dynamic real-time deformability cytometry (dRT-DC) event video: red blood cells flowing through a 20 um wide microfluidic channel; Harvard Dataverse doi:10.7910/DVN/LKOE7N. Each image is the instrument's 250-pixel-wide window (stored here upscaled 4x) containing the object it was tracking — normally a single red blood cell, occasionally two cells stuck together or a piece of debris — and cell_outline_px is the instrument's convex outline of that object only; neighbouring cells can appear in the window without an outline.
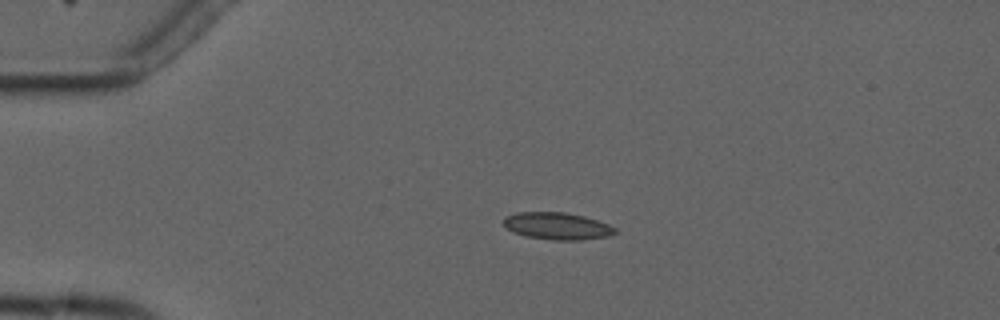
{"species": "common noctule bat (a hibernating species)", "species_latin": "Nyctalus noctula", "temperature_condition": "cold", "stored_images_in_passage": 3, "camera_frame_rate_fps": 3000, "um_per_image_px": 0.085, "animal": {"sex": "male", "forearm_length_mm": 52.5}, "frame": {"image": 1, "passage_image": 2, "time_ms": 1.0, "image_size_px": [1000, 320], "cell_outline_px": [[616, 232], [608, 236], [580, 240], [552, 240], [524, 236], [512, 232], [504, 224], [504, 216], [516, 212], [564, 212], [584, 216], [608, 224], [616, 228]], "centroid_in_image_um": [47.33, 19.21], "position_along_channel_um": 37.7, "area_um2": 17.63}}